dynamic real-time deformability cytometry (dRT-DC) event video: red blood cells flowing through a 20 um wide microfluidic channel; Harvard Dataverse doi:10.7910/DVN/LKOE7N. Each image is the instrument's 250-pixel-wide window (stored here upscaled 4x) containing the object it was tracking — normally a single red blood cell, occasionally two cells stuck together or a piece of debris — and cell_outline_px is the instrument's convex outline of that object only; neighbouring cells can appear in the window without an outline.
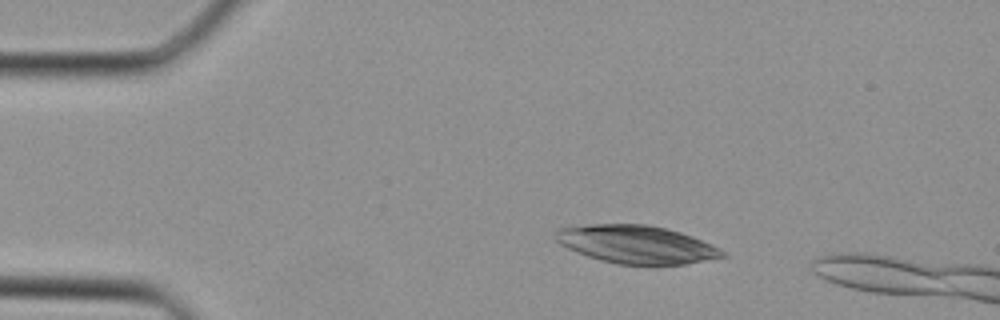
{"species": "Egyptian fruit bat (a non-hibernating species)", "species_latin": "Rousettus aegyptiacus", "temperature_condition": "cold", "stored_images_in_passage": 9, "camera_frame_rate_fps": 3000, "um_per_image_px": 0.085, "animal": {"sex": "female"}, "frame": {"image": 1, "passage_image": 6, "time_ms": 1.667, "image_size_px": [1000, 320], "cell_outline_px": [[728, 256], [684, 264], [616, 264], [600, 260], [588, 256], [568, 248], [560, 244], [556, 240], [556, 228], [592, 224], [648, 224], [680, 232], [692, 236], [712, 244], [720, 248]], "centroid_in_image_um": [54.1, 20.77], "position_along_channel_um": 30.9, "area_um2": 36.76}}